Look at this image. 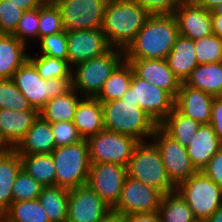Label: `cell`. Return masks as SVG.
I'll list each match as a JSON object with an SVG mask.
<instances>
[{
    "mask_svg": "<svg viewBox=\"0 0 222 222\" xmlns=\"http://www.w3.org/2000/svg\"><path fill=\"white\" fill-rule=\"evenodd\" d=\"M178 36L174 15H151L124 50L125 59H166Z\"/></svg>",
    "mask_w": 222,
    "mask_h": 222,
    "instance_id": "6da1fadb",
    "label": "cell"
},
{
    "mask_svg": "<svg viewBox=\"0 0 222 222\" xmlns=\"http://www.w3.org/2000/svg\"><path fill=\"white\" fill-rule=\"evenodd\" d=\"M150 16L134 0H108L101 30L111 47L125 50Z\"/></svg>",
    "mask_w": 222,
    "mask_h": 222,
    "instance_id": "7a4b0ae2",
    "label": "cell"
},
{
    "mask_svg": "<svg viewBox=\"0 0 222 222\" xmlns=\"http://www.w3.org/2000/svg\"><path fill=\"white\" fill-rule=\"evenodd\" d=\"M105 130L133 136L138 141L152 137L158 126L136 103L122 99L102 103ZM143 137V138H142Z\"/></svg>",
    "mask_w": 222,
    "mask_h": 222,
    "instance_id": "3957f363",
    "label": "cell"
},
{
    "mask_svg": "<svg viewBox=\"0 0 222 222\" xmlns=\"http://www.w3.org/2000/svg\"><path fill=\"white\" fill-rule=\"evenodd\" d=\"M12 80L38 112L49 99L65 95L73 89L72 77L44 80L28 59L14 73Z\"/></svg>",
    "mask_w": 222,
    "mask_h": 222,
    "instance_id": "277c9868",
    "label": "cell"
},
{
    "mask_svg": "<svg viewBox=\"0 0 222 222\" xmlns=\"http://www.w3.org/2000/svg\"><path fill=\"white\" fill-rule=\"evenodd\" d=\"M127 174L131 178L159 190L163 195L176 190L169 180L161 153L151 141H139L127 166Z\"/></svg>",
    "mask_w": 222,
    "mask_h": 222,
    "instance_id": "5b68a950",
    "label": "cell"
},
{
    "mask_svg": "<svg viewBox=\"0 0 222 222\" xmlns=\"http://www.w3.org/2000/svg\"><path fill=\"white\" fill-rule=\"evenodd\" d=\"M125 60L124 50L111 47L101 56L76 64L73 89L84 97L96 98L113 71Z\"/></svg>",
    "mask_w": 222,
    "mask_h": 222,
    "instance_id": "8992f818",
    "label": "cell"
},
{
    "mask_svg": "<svg viewBox=\"0 0 222 222\" xmlns=\"http://www.w3.org/2000/svg\"><path fill=\"white\" fill-rule=\"evenodd\" d=\"M55 170V186L73 189L87 184L91 161L86 139L55 148L51 153Z\"/></svg>",
    "mask_w": 222,
    "mask_h": 222,
    "instance_id": "52a82bcc",
    "label": "cell"
},
{
    "mask_svg": "<svg viewBox=\"0 0 222 222\" xmlns=\"http://www.w3.org/2000/svg\"><path fill=\"white\" fill-rule=\"evenodd\" d=\"M176 190L185 199L197 221H206L222 206V188L201 171L180 183Z\"/></svg>",
    "mask_w": 222,
    "mask_h": 222,
    "instance_id": "ba28073f",
    "label": "cell"
},
{
    "mask_svg": "<svg viewBox=\"0 0 222 222\" xmlns=\"http://www.w3.org/2000/svg\"><path fill=\"white\" fill-rule=\"evenodd\" d=\"M91 163H113L128 166L139 142L133 136L103 130L86 139Z\"/></svg>",
    "mask_w": 222,
    "mask_h": 222,
    "instance_id": "9c48e42d",
    "label": "cell"
},
{
    "mask_svg": "<svg viewBox=\"0 0 222 222\" xmlns=\"http://www.w3.org/2000/svg\"><path fill=\"white\" fill-rule=\"evenodd\" d=\"M121 99L136 103V106L145 111L157 125L173 110L175 100L167 91L137 77L134 73L131 86Z\"/></svg>",
    "mask_w": 222,
    "mask_h": 222,
    "instance_id": "30bf717a",
    "label": "cell"
},
{
    "mask_svg": "<svg viewBox=\"0 0 222 222\" xmlns=\"http://www.w3.org/2000/svg\"><path fill=\"white\" fill-rule=\"evenodd\" d=\"M65 31L101 29L108 0H52Z\"/></svg>",
    "mask_w": 222,
    "mask_h": 222,
    "instance_id": "8fae6325",
    "label": "cell"
},
{
    "mask_svg": "<svg viewBox=\"0 0 222 222\" xmlns=\"http://www.w3.org/2000/svg\"><path fill=\"white\" fill-rule=\"evenodd\" d=\"M150 140L158 147L168 178L176 187L198 172L189 158L187 147L170 137L159 125Z\"/></svg>",
    "mask_w": 222,
    "mask_h": 222,
    "instance_id": "7c38bea8",
    "label": "cell"
},
{
    "mask_svg": "<svg viewBox=\"0 0 222 222\" xmlns=\"http://www.w3.org/2000/svg\"><path fill=\"white\" fill-rule=\"evenodd\" d=\"M127 176L126 166L113 163H91L87 185L113 209L120 200Z\"/></svg>",
    "mask_w": 222,
    "mask_h": 222,
    "instance_id": "4fadbf2b",
    "label": "cell"
},
{
    "mask_svg": "<svg viewBox=\"0 0 222 222\" xmlns=\"http://www.w3.org/2000/svg\"><path fill=\"white\" fill-rule=\"evenodd\" d=\"M163 194L145 183L127 176L118 204L112 209L119 214L156 212Z\"/></svg>",
    "mask_w": 222,
    "mask_h": 222,
    "instance_id": "5bb4252c",
    "label": "cell"
},
{
    "mask_svg": "<svg viewBox=\"0 0 222 222\" xmlns=\"http://www.w3.org/2000/svg\"><path fill=\"white\" fill-rule=\"evenodd\" d=\"M112 208L87 184L69 190L67 222H98Z\"/></svg>",
    "mask_w": 222,
    "mask_h": 222,
    "instance_id": "9a60e30c",
    "label": "cell"
},
{
    "mask_svg": "<svg viewBox=\"0 0 222 222\" xmlns=\"http://www.w3.org/2000/svg\"><path fill=\"white\" fill-rule=\"evenodd\" d=\"M111 46L101 29L68 31V64H76L106 53Z\"/></svg>",
    "mask_w": 222,
    "mask_h": 222,
    "instance_id": "2e32d148",
    "label": "cell"
},
{
    "mask_svg": "<svg viewBox=\"0 0 222 222\" xmlns=\"http://www.w3.org/2000/svg\"><path fill=\"white\" fill-rule=\"evenodd\" d=\"M131 65L133 73L151 84L167 91L174 99L181 82L169 68L166 59H125Z\"/></svg>",
    "mask_w": 222,
    "mask_h": 222,
    "instance_id": "e0dca14e",
    "label": "cell"
},
{
    "mask_svg": "<svg viewBox=\"0 0 222 222\" xmlns=\"http://www.w3.org/2000/svg\"><path fill=\"white\" fill-rule=\"evenodd\" d=\"M179 35L197 40L212 32L211 11L198 6L194 1H183L173 14Z\"/></svg>",
    "mask_w": 222,
    "mask_h": 222,
    "instance_id": "ac0fdd59",
    "label": "cell"
},
{
    "mask_svg": "<svg viewBox=\"0 0 222 222\" xmlns=\"http://www.w3.org/2000/svg\"><path fill=\"white\" fill-rule=\"evenodd\" d=\"M213 99L214 96L181 83L174 100V107L181 114L198 121L200 124H209Z\"/></svg>",
    "mask_w": 222,
    "mask_h": 222,
    "instance_id": "d6986e66",
    "label": "cell"
},
{
    "mask_svg": "<svg viewBox=\"0 0 222 222\" xmlns=\"http://www.w3.org/2000/svg\"><path fill=\"white\" fill-rule=\"evenodd\" d=\"M38 116L39 112L37 110L15 111L0 109L1 138L11 149H14L24 138Z\"/></svg>",
    "mask_w": 222,
    "mask_h": 222,
    "instance_id": "ffe728a7",
    "label": "cell"
},
{
    "mask_svg": "<svg viewBox=\"0 0 222 222\" xmlns=\"http://www.w3.org/2000/svg\"><path fill=\"white\" fill-rule=\"evenodd\" d=\"M56 148L51 124L40 115L14 150L19 155L50 154Z\"/></svg>",
    "mask_w": 222,
    "mask_h": 222,
    "instance_id": "44dd1931",
    "label": "cell"
},
{
    "mask_svg": "<svg viewBox=\"0 0 222 222\" xmlns=\"http://www.w3.org/2000/svg\"><path fill=\"white\" fill-rule=\"evenodd\" d=\"M222 148V143L216 136L210 124H201L196 134L187 146L189 158L197 171L207 165L209 160Z\"/></svg>",
    "mask_w": 222,
    "mask_h": 222,
    "instance_id": "7402d4cb",
    "label": "cell"
},
{
    "mask_svg": "<svg viewBox=\"0 0 222 222\" xmlns=\"http://www.w3.org/2000/svg\"><path fill=\"white\" fill-rule=\"evenodd\" d=\"M73 123L82 139L103 131L104 116L102 103L97 98L83 97L77 105Z\"/></svg>",
    "mask_w": 222,
    "mask_h": 222,
    "instance_id": "603a6c76",
    "label": "cell"
},
{
    "mask_svg": "<svg viewBox=\"0 0 222 222\" xmlns=\"http://www.w3.org/2000/svg\"><path fill=\"white\" fill-rule=\"evenodd\" d=\"M166 60L169 68L180 82L185 83L193 69L198 65L194 51V40L179 35Z\"/></svg>",
    "mask_w": 222,
    "mask_h": 222,
    "instance_id": "cb8c5ba5",
    "label": "cell"
},
{
    "mask_svg": "<svg viewBox=\"0 0 222 222\" xmlns=\"http://www.w3.org/2000/svg\"><path fill=\"white\" fill-rule=\"evenodd\" d=\"M21 169L20 155L14 149L0 153V211L3 213L13 202L12 187Z\"/></svg>",
    "mask_w": 222,
    "mask_h": 222,
    "instance_id": "d4e9b609",
    "label": "cell"
},
{
    "mask_svg": "<svg viewBox=\"0 0 222 222\" xmlns=\"http://www.w3.org/2000/svg\"><path fill=\"white\" fill-rule=\"evenodd\" d=\"M25 47L14 35L0 34V79H12L28 59Z\"/></svg>",
    "mask_w": 222,
    "mask_h": 222,
    "instance_id": "484cf974",
    "label": "cell"
},
{
    "mask_svg": "<svg viewBox=\"0 0 222 222\" xmlns=\"http://www.w3.org/2000/svg\"><path fill=\"white\" fill-rule=\"evenodd\" d=\"M185 84L214 97L222 96V61L197 65Z\"/></svg>",
    "mask_w": 222,
    "mask_h": 222,
    "instance_id": "4316f807",
    "label": "cell"
},
{
    "mask_svg": "<svg viewBox=\"0 0 222 222\" xmlns=\"http://www.w3.org/2000/svg\"><path fill=\"white\" fill-rule=\"evenodd\" d=\"M74 89L65 95L49 99L45 106L39 111V115L47 122H70L73 121L75 111L81 97Z\"/></svg>",
    "mask_w": 222,
    "mask_h": 222,
    "instance_id": "83f0119b",
    "label": "cell"
},
{
    "mask_svg": "<svg viewBox=\"0 0 222 222\" xmlns=\"http://www.w3.org/2000/svg\"><path fill=\"white\" fill-rule=\"evenodd\" d=\"M69 189L59 186L43 187L38 197L50 222H67Z\"/></svg>",
    "mask_w": 222,
    "mask_h": 222,
    "instance_id": "f1b7e54d",
    "label": "cell"
},
{
    "mask_svg": "<svg viewBox=\"0 0 222 222\" xmlns=\"http://www.w3.org/2000/svg\"><path fill=\"white\" fill-rule=\"evenodd\" d=\"M159 126L182 146L187 147L201 124L181 114L175 107Z\"/></svg>",
    "mask_w": 222,
    "mask_h": 222,
    "instance_id": "f546056e",
    "label": "cell"
},
{
    "mask_svg": "<svg viewBox=\"0 0 222 222\" xmlns=\"http://www.w3.org/2000/svg\"><path fill=\"white\" fill-rule=\"evenodd\" d=\"M22 168L44 187L55 186L56 170L50 154L20 155Z\"/></svg>",
    "mask_w": 222,
    "mask_h": 222,
    "instance_id": "4dcf8cb0",
    "label": "cell"
},
{
    "mask_svg": "<svg viewBox=\"0 0 222 222\" xmlns=\"http://www.w3.org/2000/svg\"><path fill=\"white\" fill-rule=\"evenodd\" d=\"M132 76L133 69L129 62L124 60L106 80L96 98L101 103L121 99L131 86Z\"/></svg>",
    "mask_w": 222,
    "mask_h": 222,
    "instance_id": "1f68e13d",
    "label": "cell"
},
{
    "mask_svg": "<svg viewBox=\"0 0 222 222\" xmlns=\"http://www.w3.org/2000/svg\"><path fill=\"white\" fill-rule=\"evenodd\" d=\"M158 214L160 222H197L191 208L177 190L163 195Z\"/></svg>",
    "mask_w": 222,
    "mask_h": 222,
    "instance_id": "d6a6232c",
    "label": "cell"
},
{
    "mask_svg": "<svg viewBox=\"0 0 222 222\" xmlns=\"http://www.w3.org/2000/svg\"><path fill=\"white\" fill-rule=\"evenodd\" d=\"M4 219L5 222H50L38 199L12 202Z\"/></svg>",
    "mask_w": 222,
    "mask_h": 222,
    "instance_id": "836d02e7",
    "label": "cell"
},
{
    "mask_svg": "<svg viewBox=\"0 0 222 222\" xmlns=\"http://www.w3.org/2000/svg\"><path fill=\"white\" fill-rule=\"evenodd\" d=\"M28 60L34 65L39 75L48 80L51 78L72 77V68L67 60H61L46 55L34 58L28 55Z\"/></svg>",
    "mask_w": 222,
    "mask_h": 222,
    "instance_id": "e575fe53",
    "label": "cell"
},
{
    "mask_svg": "<svg viewBox=\"0 0 222 222\" xmlns=\"http://www.w3.org/2000/svg\"><path fill=\"white\" fill-rule=\"evenodd\" d=\"M0 109L15 111L36 110L16 87L12 79H0Z\"/></svg>",
    "mask_w": 222,
    "mask_h": 222,
    "instance_id": "d590c367",
    "label": "cell"
},
{
    "mask_svg": "<svg viewBox=\"0 0 222 222\" xmlns=\"http://www.w3.org/2000/svg\"><path fill=\"white\" fill-rule=\"evenodd\" d=\"M194 51L198 65L222 61V38L211 34L194 40Z\"/></svg>",
    "mask_w": 222,
    "mask_h": 222,
    "instance_id": "8d00e7d4",
    "label": "cell"
},
{
    "mask_svg": "<svg viewBox=\"0 0 222 222\" xmlns=\"http://www.w3.org/2000/svg\"><path fill=\"white\" fill-rule=\"evenodd\" d=\"M63 31L65 30L59 9L52 1H46L39 7V39Z\"/></svg>",
    "mask_w": 222,
    "mask_h": 222,
    "instance_id": "74e56055",
    "label": "cell"
},
{
    "mask_svg": "<svg viewBox=\"0 0 222 222\" xmlns=\"http://www.w3.org/2000/svg\"><path fill=\"white\" fill-rule=\"evenodd\" d=\"M43 187L22 168L12 187L13 202L38 199Z\"/></svg>",
    "mask_w": 222,
    "mask_h": 222,
    "instance_id": "f35d334b",
    "label": "cell"
},
{
    "mask_svg": "<svg viewBox=\"0 0 222 222\" xmlns=\"http://www.w3.org/2000/svg\"><path fill=\"white\" fill-rule=\"evenodd\" d=\"M68 32L63 31L56 34L46 35L39 39L41 55L67 60Z\"/></svg>",
    "mask_w": 222,
    "mask_h": 222,
    "instance_id": "ab89813d",
    "label": "cell"
},
{
    "mask_svg": "<svg viewBox=\"0 0 222 222\" xmlns=\"http://www.w3.org/2000/svg\"><path fill=\"white\" fill-rule=\"evenodd\" d=\"M12 35L25 45L30 38L39 41V8L25 11Z\"/></svg>",
    "mask_w": 222,
    "mask_h": 222,
    "instance_id": "60d3db41",
    "label": "cell"
},
{
    "mask_svg": "<svg viewBox=\"0 0 222 222\" xmlns=\"http://www.w3.org/2000/svg\"><path fill=\"white\" fill-rule=\"evenodd\" d=\"M24 12L10 0H0V34L12 35Z\"/></svg>",
    "mask_w": 222,
    "mask_h": 222,
    "instance_id": "b9f144b4",
    "label": "cell"
},
{
    "mask_svg": "<svg viewBox=\"0 0 222 222\" xmlns=\"http://www.w3.org/2000/svg\"><path fill=\"white\" fill-rule=\"evenodd\" d=\"M53 137L56 143V148L68 146L80 142L82 137L79 135L77 127L73 121L51 123Z\"/></svg>",
    "mask_w": 222,
    "mask_h": 222,
    "instance_id": "7bdbcfd3",
    "label": "cell"
},
{
    "mask_svg": "<svg viewBox=\"0 0 222 222\" xmlns=\"http://www.w3.org/2000/svg\"><path fill=\"white\" fill-rule=\"evenodd\" d=\"M151 15H173L184 0H134Z\"/></svg>",
    "mask_w": 222,
    "mask_h": 222,
    "instance_id": "ee69618b",
    "label": "cell"
},
{
    "mask_svg": "<svg viewBox=\"0 0 222 222\" xmlns=\"http://www.w3.org/2000/svg\"><path fill=\"white\" fill-rule=\"evenodd\" d=\"M201 172L222 188V148L216 152Z\"/></svg>",
    "mask_w": 222,
    "mask_h": 222,
    "instance_id": "f6af8a7d",
    "label": "cell"
},
{
    "mask_svg": "<svg viewBox=\"0 0 222 222\" xmlns=\"http://www.w3.org/2000/svg\"><path fill=\"white\" fill-rule=\"evenodd\" d=\"M222 143V96L214 97L212 102L211 120L209 123Z\"/></svg>",
    "mask_w": 222,
    "mask_h": 222,
    "instance_id": "bcb514c9",
    "label": "cell"
},
{
    "mask_svg": "<svg viewBox=\"0 0 222 222\" xmlns=\"http://www.w3.org/2000/svg\"><path fill=\"white\" fill-rule=\"evenodd\" d=\"M122 222H160L158 211L146 213H131L122 216Z\"/></svg>",
    "mask_w": 222,
    "mask_h": 222,
    "instance_id": "7dc6e473",
    "label": "cell"
},
{
    "mask_svg": "<svg viewBox=\"0 0 222 222\" xmlns=\"http://www.w3.org/2000/svg\"><path fill=\"white\" fill-rule=\"evenodd\" d=\"M15 5H18L20 9L24 11L34 10L41 7L46 0H10Z\"/></svg>",
    "mask_w": 222,
    "mask_h": 222,
    "instance_id": "c3c4849f",
    "label": "cell"
},
{
    "mask_svg": "<svg viewBox=\"0 0 222 222\" xmlns=\"http://www.w3.org/2000/svg\"><path fill=\"white\" fill-rule=\"evenodd\" d=\"M212 32L222 38V14H211Z\"/></svg>",
    "mask_w": 222,
    "mask_h": 222,
    "instance_id": "681fc988",
    "label": "cell"
},
{
    "mask_svg": "<svg viewBox=\"0 0 222 222\" xmlns=\"http://www.w3.org/2000/svg\"><path fill=\"white\" fill-rule=\"evenodd\" d=\"M194 2L208 11H212L216 6L222 3V0H194Z\"/></svg>",
    "mask_w": 222,
    "mask_h": 222,
    "instance_id": "f907efd6",
    "label": "cell"
},
{
    "mask_svg": "<svg viewBox=\"0 0 222 222\" xmlns=\"http://www.w3.org/2000/svg\"><path fill=\"white\" fill-rule=\"evenodd\" d=\"M98 222H122V215L112 210Z\"/></svg>",
    "mask_w": 222,
    "mask_h": 222,
    "instance_id": "816d5d0a",
    "label": "cell"
},
{
    "mask_svg": "<svg viewBox=\"0 0 222 222\" xmlns=\"http://www.w3.org/2000/svg\"><path fill=\"white\" fill-rule=\"evenodd\" d=\"M206 222H222V206L219 207Z\"/></svg>",
    "mask_w": 222,
    "mask_h": 222,
    "instance_id": "f5cc1de1",
    "label": "cell"
},
{
    "mask_svg": "<svg viewBox=\"0 0 222 222\" xmlns=\"http://www.w3.org/2000/svg\"><path fill=\"white\" fill-rule=\"evenodd\" d=\"M11 148L4 142L0 136V153L9 151Z\"/></svg>",
    "mask_w": 222,
    "mask_h": 222,
    "instance_id": "db71d44e",
    "label": "cell"
},
{
    "mask_svg": "<svg viewBox=\"0 0 222 222\" xmlns=\"http://www.w3.org/2000/svg\"><path fill=\"white\" fill-rule=\"evenodd\" d=\"M211 14H222V3L216 6L212 11Z\"/></svg>",
    "mask_w": 222,
    "mask_h": 222,
    "instance_id": "11a10c76",
    "label": "cell"
},
{
    "mask_svg": "<svg viewBox=\"0 0 222 222\" xmlns=\"http://www.w3.org/2000/svg\"><path fill=\"white\" fill-rule=\"evenodd\" d=\"M0 222H5L4 213L0 211Z\"/></svg>",
    "mask_w": 222,
    "mask_h": 222,
    "instance_id": "9f6ffc18",
    "label": "cell"
}]
</instances>
